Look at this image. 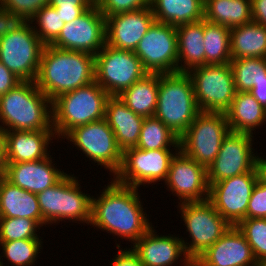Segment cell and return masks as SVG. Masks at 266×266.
<instances>
[{"instance_id":"obj_21","label":"cell","mask_w":266,"mask_h":266,"mask_svg":"<svg viewBox=\"0 0 266 266\" xmlns=\"http://www.w3.org/2000/svg\"><path fill=\"white\" fill-rule=\"evenodd\" d=\"M131 248L144 266H172L179 257L181 262L184 261L183 266H193L184 250L181 237L159 236L153 227L131 245Z\"/></svg>"},{"instance_id":"obj_9","label":"cell","mask_w":266,"mask_h":266,"mask_svg":"<svg viewBox=\"0 0 266 266\" xmlns=\"http://www.w3.org/2000/svg\"><path fill=\"white\" fill-rule=\"evenodd\" d=\"M148 73L134 51L105 44L95 55V81L109 96H119Z\"/></svg>"},{"instance_id":"obj_23","label":"cell","mask_w":266,"mask_h":266,"mask_svg":"<svg viewBox=\"0 0 266 266\" xmlns=\"http://www.w3.org/2000/svg\"><path fill=\"white\" fill-rule=\"evenodd\" d=\"M8 163L30 162L49 156L48 146L56 139L54 131H5ZM53 137V138H52Z\"/></svg>"},{"instance_id":"obj_43","label":"cell","mask_w":266,"mask_h":266,"mask_svg":"<svg viewBox=\"0 0 266 266\" xmlns=\"http://www.w3.org/2000/svg\"><path fill=\"white\" fill-rule=\"evenodd\" d=\"M28 22L24 15L0 6V38L23 28Z\"/></svg>"},{"instance_id":"obj_2","label":"cell","mask_w":266,"mask_h":266,"mask_svg":"<svg viewBox=\"0 0 266 266\" xmlns=\"http://www.w3.org/2000/svg\"><path fill=\"white\" fill-rule=\"evenodd\" d=\"M93 81H95L94 55L45 45L35 82L51 101Z\"/></svg>"},{"instance_id":"obj_19","label":"cell","mask_w":266,"mask_h":266,"mask_svg":"<svg viewBox=\"0 0 266 266\" xmlns=\"http://www.w3.org/2000/svg\"><path fill=\"white\" fill-rule=\"evenodd\" d=\"M194 266H259L251 246L236 226H231L194 262Z\"/></svg>"},{"instance_id":"obj_24","label":"cell","mask_w":266,"mask_h":266,"mask_svg":"<svg viewBox=\"0 0 266 266\" xmlns=\"http://www.w3.org/2000/svg\"><path fill=\"white\" fill-rule=\"evenodd\" d=\"M105 120L113 130L117 146L122 152L136 147L143 116L135 114L119 96H109L105 105Z\"/></svg>"},{"instance_id":"obj_46","label":"cell","mask_w":266,"mask_h":266,"mask_svg":"<svg viewBox=\"0 0 266 266\" xmlns=\"http://www.w3.org/2000/svg\"><path fill=\"white\" fill-rule=\"evenodd\" d=\"M252 22L266 26V0H251Z\"/></svg>"},{"instance_id":"obj_35","label":"cell","mask_w":266,"mask_h":266,"mask_svg":"<svg viewBox=\"0 0 266 266\" xmlns=\"http://www.w3.org/2000/svg\"><path fill=\"white\" fill-rule=\"evenodd\" d=\"M42 239L30 238L13 241H0L3 256L0 254V266H4L1 257L11 263V266H32L42 249Z\"/></svg>"},{"instance_id":"obj_12","label":"cell","mask_w":266,"mask_h":266,"mask_svg":"<svg viewBox=\"0 0 266 266\" xmlns=\"http://www.w3.org/2000/svg\"><path fill=\"white\" fill-rule=\"evenodd\" d=\"M171 150V151H170ZM172 149L141 150L129 148L122 154V164L113 179L125 186L138 188L140 185L165 181L171 159L178 151Z\"/></svg>"},{"instance_id":"obj_7","label":"cell","mask_w":266,"mask_h":266,"mask_svg":"<svg viewBox=\"0 0 266 266\" xmlns=\"http://www.w3.org/2000/svg\"><path fill=\"white\" fill-rule=\"evenodd\" d=\"M229 131L225 113L200 112L179 137V150L208 169L218 155L222 141Z\"/></svg>"},{"instance_id":"obj_17","label":"cell","mask_w":266,"mask_h":266,"mask_svg":"<svg viewBox=\"0 0 266 266\" xmlns=\"http://www.w3.org/2000/svg\"><path fill=\"white\" fill-rule=\"evenodd\" d=\"M253 137L248 133L229 131L218 155L207 169L209 185L243 173L257 172Z\"/></svg>"},{"instance_id":"obj_28","label":"cell","mask_w":266,"mask_h":266,"mask_svg":"<svg viewBox=\"0 0 266 266\" xmlns=\"http://www.w3.org/2000/svg\"><path fill=\"white\" fill-rule=\"evenodd\" d=\"M155 21L178 26L204 19V0H150Z\"/></svg>"},{"instance_id":"obj_14","label":"cell","mask_w":266,"mask_h":266,"mask_svg":"<svg viewBox=\"0 0 266 266\" xmlns=\"http://www.w3.org/2000/svg\"><path fill=\"white\" fill-rule=\"evenodd\" d=\"M134 53L149 73L178 72L176 26L154 21Z\"/></svg>"},{"instance_id":"obj_41","label":"cell","mask_w":266,"mask_h":266,"mask_svg":"<svg viewBox=\"0 0 266 266\" xmlns=\"http://www.w3.org/2000/svg\"><path fill=\"white\" fill-rule=\"evenodd\" d=\"M49 4V0H0V6L30 20L42 7Z\"/></svg>"},{"instance_id":"obj_37","label":"cell","mask_w":266,"mask_h":266,"mask_svg":"<svg viewBox=\"0 0 266 266\" xmlns=\"http://www.w3.org/2000/svg\"><path fill=\"white\" fill-rule=\"evenodd\" d=\"M35 33L45 44L50 45L59 35L65 23L61 20L55 7L46 5L42 7L30 20ZM38 27V28H37Z\"/></svg>"},{"instance_id":"obj_5","label":"cell","mask_w":266,"mask_h":266,"mask_svg":"<svg viewBox=\"0 0 266 266\" xmlns=\"http://www.w3.org/2000/svg\"><path fill=\"white\" fill-rule=\"evenodd\" d=\"M108 97V93L93 81L55 98L52 101V126L55 136L63 138L75 127L105 119Z\"/></svg>"},{"instance_id":"obj_39","label":"cell","mask_w":266,"mask_h":266,"mask_svg":"<svg viewBox=\"0 0 266 266\" xmlns=\"http://www.w3.org/2000/svg\"><path fill=\"white\" fill-rule=\"evenodd\" d=\"M95 0H49V5L55 7L64 23H69L81 16Z\"/></svg>"},{"instance_id":"obj_3","label":"cell","mask_w":266,"mask_h":266,"mask_svg":"<svg viewBox=\"0 0 266 266\" xmlns=\"http://www.w3.org/2000/svg\"><path fill=\"white\" fill-rule=\"evenodd\" d=\"M0 129L5 131H54L52 101L34 81H22L0 96ZM3 125V126H2Z\"/></svg>"},{"instance_id":"obj_32","label":"cell","mask_w":266,"mask_h":266,"mask_svg":"<svg viewBox=\"0 0 266 266\" xmlns=\"http://www.w3.org/2000/svg\"><path fill=\"white\" fill-rule=\"evenodd\" d=\"M205 65L229 64L230 29L204 20Z\"/></svg>"},{"instance_id":"obj_16","label":"cell","mask_w":266,"mask_h":266,"mask_svg":"<svg viewBox=\"0 0 266 266\" xmlns=\"http://www.w3.org/2000/svg\"><path fill=\"white\" fill-rule=\"evenodd\" d=\"M258 181L257 172H247L210 184L208 200L231 225L246 219L248 203Z\"/></svg>"},{"instance_id":"obj_20","label":"cell","mask_w":266,"mask_h":266,"mask_svg":"<svg viewBox=\"0 0 266 266\" xmlns=\"http://www.w3.org/2000/svg\"><path fill=\"white\" fill-rule=\"evenodd\" d=\"M154 21L151 7L109 16L106 18V44L134 51Z\"/></svg>"},{"instance_id":"obj_31","label":"cell","mask_w":266,"mask_h":266,"mask_svg":"<svg viewBox=\"0 0 266 266\" xmlns=\"http://www.w3.org/2000/svg\"><path fill=\"white\" fill-rule=\"evenodd\" d=\"M204 20L229 29L252 22L251 0H204Z\"/></svg>"},{"instance_id":"obj_10","label":"cell","mask_w":266,"mask_h":266,"mask_svg":"<svg viewBox=\"0 0 266 266\" xmlns=\"http://www.w3.org/2000/svg\"><path fill=\"white\" fill-rule=\"evenodd\" d=\"M187 73L200 112L225 113L230 108L236 94L230 64L198 66Z\"/></svg>"},{"instance_id":"obj_11","label":"cell","mask_w":266,"mask_h":266,"mask_svg":"<svg viewBox=\"0 0 266 266\" xmlns=\"http://www.w3.org/2000/svg\"><path fill=\"white\" fill-rule=\"evenodd\" d=\"M45 44L29 21L0 38V62L22 81H36Z\"/></svg>"},{"instance_id":"obj_30","label":"cell","mask_w":266,"mask_h":266,"mask_svg":"<svg viewBox=\"0 0 266 266\" xmlns=\"http://www.w3.org/2000/svg\"><path fill=\"white\" fill-rule=\"evenodd\" d=\"M159 88V73H148L137 80L131 87L124 90L119 98L135 114L154 117Z\"/></svg>"},{"instance_id":"obj_8","label":"cell","mask_w":266,"mask_h":266,"mask_svg":"<svg viewBox=\"0 0 266 266\" xmlns=\"http://www.w3.org/2000/svg\"><path fill=\"white\" fill-rule=\"evenodd\" d=\"M181 218L187 227L191 241L182 238L184 250L194 262L203 252L211 247L231 225L217 212L207 199L200 202L178 204Z\"/></svg>"},{"instance_id":"obj_44","label":"cell","mask_w":266,"mask_h":266,"mask_svg":"<svg viewBox=\"0 0 266 266\" xmlns=\"http://www.w3.org/2000/svg\"><path fill=\"white\" fill-rule=\"evenodd\" d=\"M22 80L0 62V96L16 87Z\"/></svg>"},{"instance_id":"obj_38","label":"cell","mask_w":266,"mask_h":266,"mask_svg":"<svg viewBox=\"0 0 266 266\" xmlns=\"http://www.w3.org/2000/svg\"><path fill=\"white\" fill-rule=\"evenodd\" d=\"M40 225L28 218H0V241L39 238Z\"/></svg>"},{"instance_id":"obj_26","label":"cell","mask_w":266,"mask_h":266,"mask_svg":"<svg viewBox=\"0 0 266 266\" xmlns=\"http://www.w3.org/2000/svg\"><path fill=\"white\" fill-rule=\"evenodd\" d=\"M176 32L178 42V72L187 73L192 68L204 66V19L178 25L176 26Z\"/></svg>"},{"instance_id":"obj_34","label":"cell","mask_w":266,"mask_h":266,"mask_svg":"<svg viewBox=\"0 0 266 266\" xmlns=\"http://www.w3.org/2000/svg\"><path fill=\"white\" fill-rule=\"evenodd\" d=\"M236 92H249L257 82L266 81V58L231 59Z\"/></svg>"},{"instance_id":"obj_6","label":"cell","mask_w":266,"mask_h":266,"mask_svg":"<svg viewBox=\"0 0 266 266\" xmlns=\"http://www.w3.org/2000/svg\"><path fill=\"white\" fill-rule=\"evenodd\" d=\"M76 178L65 174L55 185L36 194L44 225L63 220L90 224L92 197L81 191Z\"/></svg>"},{"instance_id":"obj_45","label":"cell","mask_w":266,"mask_h":266,"mask_svg":"<svg viewBox=\"0 0 266 266\" xmlns=\"http://www.w3.org/2000/svg\"><path fill=\"white\" fill-rule=\"evenodd\" d=\"M112 260L110 266H144L132 248L120 249Z\"/></svg>"},{"instance_id":"obj_1","label":"cell","mask_w":266,"mask_h":266,"mask_svg":"<svg viewBox=\"0 0 266 266\" xmlns=\"http://www.w3.org/2000/svg\"><path fill=\"white\" fill-rule=\"evenodd\" d=\"M100 193L97 198L92 196L90 226L125 238V241L129 239L127 241L132 244L153 226L146 210L143 211L138 188L121 185L112 179Z\"/></svg>"},{"instance_id":"obj_4","label":"cell","mask_w":266,"mask_h":266,"mask_svg":"<svg viewBox=\"0 0 266 266\" xmlns=\"http://www.w3.org/2000/svg\"><path fill=\"white\" fill-rule=\"evenodd\" d=\"M199 113L193 83L188 73H159L158 99L154 117L180 137Z\"/></svg>"},{"instance_id":"obj_49","label":"cell","mask_w":266,"mask_h":266,"mask_svg":"<svg viewBox=\"0 0 266 266\" xmlns=\"http://www.w3.org/2000/svg\"><path fill=\"white\" fill-rule=\"evenodd\" d=\"M256 171L258 180L266 185V159L256 154Z\"/></svg>"},{"instance_id":"obj_33","label":"cell","mask_w":266,"mask_h":266,"mask_svg":"<svg viewBox=\"0 0 266 266\" xmlns=\"http://www.w3.org/2000/svg\"><path fill=\"white\" fill-rule=\"evenodd\" d=\"M179 151V137L155 117L144 118L139 140L136 145L141 150L170 149Z\"/></svg>"},{"instance_id":"obj_36","label":"cell","mask_w":266,"mask_h":266,"mask_svg":"<svg viewBox=\"0 0 266 266\" xmlns=\"http://www.w3.org/2000/svg\"><path fill=\"white\" fill-rule=\"evenodd\" d=\"M236 227L251 246L257 263H263L266 260V218L243 219Z\"/></svg>"},{"instance_id":"obj_22","label":"cell","mask_w":266,"mask_h":266,"mask_svg":"<svg viewBox=\"0 0 266 266\" xmlns=\"http://www.w3.org/2000/svg\"><path fill=\"white\" fill-rule=\"evenodd\" d=\"M52 163L51 155L37 161L8 163L4 178L25 191L37 194L55 185L66 174Z\"/></svg>"},{"instance_id":"obj_29","label":"cell","mask_w":266,"mask_h":266,"mask_svg":"<svg viewBox=\"0 0 266 266\" xmlns=\"http://www.w3.org/2000/svg\"><path fill=\"white\" fill-rule=\"evenodd\" d=\"M232 59L266 58V26L250 22L230 29Z\"/></svg>"},{"instance_id":"obj_18","label":"cell","mask_w":266,"mask_h":266,"mask_svg":"<svg viewBox=\"0 0 266 266\" xmlns=\"http://www.w3.org/2000/svg\"><path fill=\"white\" fill-rule=\"evenodd\" d=\"M166 187L181 203L200 202L209 197L207 168L184 155L180 150L171 159ZM182 199V200H181Z\"/></svg>"},{"instance_id":"obj_50","label":"cell","mask_w":266,"mask_h":266,"mask_svg":"<svg viewBox=\"0 0 266 266\" xmlns=\"http://www.w3.org/2000/svg\"><path fill=\"white\" fill-rule=\"evenodd\" d=\"M259 266H266V260L263 263H261Z\"/></svg>"},{"instance_id":"obj_40","label":"cell","mask_w":266,"mask_h":266,"mask_svg":"<svg viewBox=\"0 0 266 266\" xmlns=\"http://www.w3.org/2000/svg\"><path fill=\"white\" fill-rule=\"evenodd\" d=\"M105 18L122 12H131L150 7V0H95Z\"/></svg>"},{"instance_id":"obj_48","label":"cell","mask_w":266,"mask_h":266,"mask_svg":"<svg viewBox=\"0 0 266 266\" xmlns=\"http://www.w3.org/2000/svg\"><path fill=\"white\" fill-rule=\"evenodd\" d=\"M8 165L4 132L0 129V177H4Z\"/></svg>"},{"instance_id":"obj_13","label":"cell","mask_w":266,"mask_h":266,"mask_svg":"<svg viewBox=\"0 0 266 266\" xmlns=\"http://www.w3.org/2000/svg\"><path fill=\"white\" fill-rule=\"evenodd\" d=\"M70 140L89 160L110 170L114 176L122 164L113 130L105 119L75 127L63 139Z\"/></svg>"},{"instance_id":"obj_25","label":"cell","mask_w":266,"mask_h":266,"mask_svg":"<svg viewBox=\"0 0 266 266\" xmlns=\"http://www.w3.org/2000/svg\"><path fill=\"white\" fill-rule=\"evenodd\" d=\"M16 217L33 219L41 227L44 225L37 195L0 177V218Z\"/></svg>"},{"instance_id":"obj_27","label":"cell","mask_w":266,"mask_h":266,"mask_svg":"<svg viewBox=\"0 0 266 266\" xmlns=\"http://www.w3.org/2000/svg\"><path fill=\"white\" fill-rule=\"evenodd\" d=\"M225 114L233 132L253 135L252 131L266 122V109L249 92H236Z\"/></svg>"},{"instance_id":"obj_42","label":"cell","mask_w":266,"mask_h":266,"mask_svg":"<svg viewBox=\"0 0 266 266\" xmlns=\"http://www.w3.org/2000/svg\"><path fill=\"white\" fill-rule=\"evenodd\" d=\"M248 218H266V185L259 180L248 203L246 219Z\"/></svg>"},{"instance_id":"obj_15","label":"cell","mask_w":266,"mask_h":266,"mask_svg":"<svg viewBox=\"0 0 266 266\" xmlns=\"http://www.w3.org/2000/svg\"><path fill=\"white\" fill-rule=\"evenodd\" d=\"M106 44V18L96 4L81 16L65 23L53 47L96 55Z\"/></svg>"},{"instance_id":"obj_47","label":"cell","mask_w":266,"mask_h":266,"mask_svg":"<svg viewBox=\"0 0 266 266\" xmlns=\"http://www.w3.org/2000/svg\"><path fill=\"white\" fill-rule=\"evenodd\" d=\"M249 93L266 109V81L257 82Z\"/></svg>"}]
</instances>
